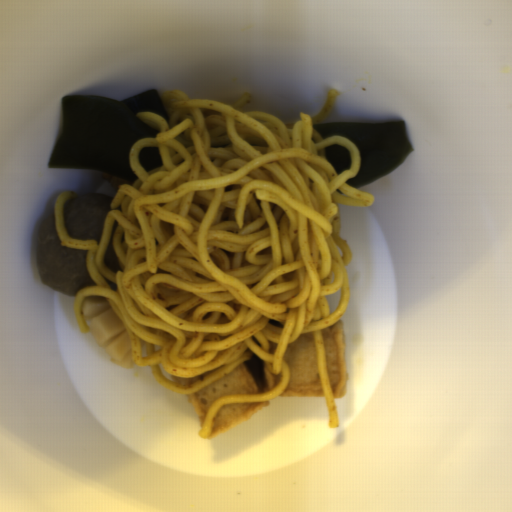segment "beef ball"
I'll return each mask as SVG.
<instances>
[{
	"mask_svg": "<svg viewBox=\"0 0 512 512\" xmlns=\"http://www.w3.org/2000/svg\"><path fill=\"white\" fill-rule=\"evenodd\" d=\"M89 250L63 245L57 229L56 207L42 220L35 238L37 272L43 284L67 297L96 286L88 269Z\"/></svg>",
	"mask_w": 512,
	"mask_h": 512,
	"instance_id": "beef-ball-1",
	"label": "beef ball"
},
{
	"mask_svg": "<svg viewBox=\"0 0 512 512\" xmlns=\"http://www.w3.org/2000/svg\"><path fill=\"white\" fill-rule=\"evenodd\" d=\"M112 197L97 192L76 193L64 203L62 215L64 228L77 240L95 239L99 244L105 219L113 209Z\"/></svg>",
	"mask_w": 512,
	"mask_h": 512,
	"instance_id": "beef-ball-2",
	"label": "beef ball"
},
{
	"mask_svg": "<svg viewBox=\"0 0 512 512\" xmlns=\"http://www.w3.org/2000/svg\"><path fill=\"white\" fill-rule=\"evenodd\" d=\"M118 224H119L118 221H114L112 230H111V234H110V238L108 241V245H107L105 255L103 258L104 266L107 267L108 269H110L111 271H115V272L121 270L118 257L112 248L113 240H114V236H115V232H116Z\"/></svg>",
	"mask_w": 512,
	"mask_h": 512,
	"instance_id": "beef-ball-3",
	"label": "beef ball"
}]
</instances>
